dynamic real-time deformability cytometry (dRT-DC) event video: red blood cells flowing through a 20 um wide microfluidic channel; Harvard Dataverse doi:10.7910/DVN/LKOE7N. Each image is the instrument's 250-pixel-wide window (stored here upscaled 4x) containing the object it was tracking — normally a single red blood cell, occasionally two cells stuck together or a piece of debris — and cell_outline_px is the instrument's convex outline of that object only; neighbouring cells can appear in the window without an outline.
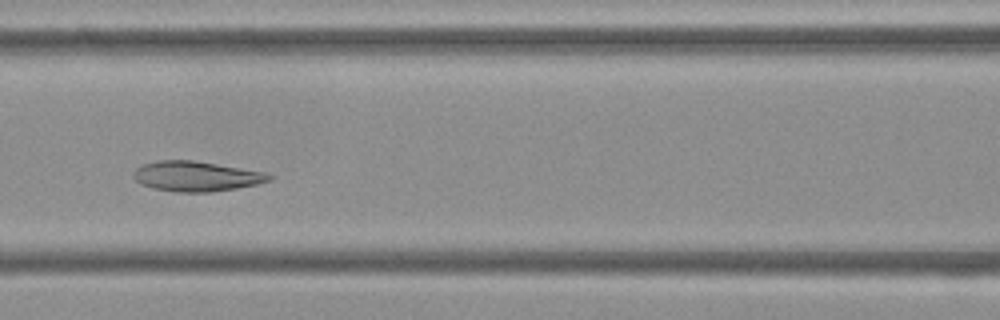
{"species": "Egyptian fruit bat (a non-hibernating species)", "species_latin": "Rousettus aegyptiacus", "temperature_condition": "cold", "stored_images_in_passage": 53, "segment_of_instrument_passage": [1, 2], "camera_frame_rate_fps": 3000, "um_per_image_px": 0.085, "frame": {"image": 1, "passage_image": 21, "time_ms": 6.667, "image_size_px": [1000, 320], "cell_outline_px": [[272, 180], [256, 184], [236, 188], [212, 192], [176, 192], [152, 188], [140, 184], [132, 176], [132, 172], [136, 168], [144, 164], [156, 160], [192, 160], [264, 172], [272, 176]], "centroid_in_image_um": [16.63, 14.99], "position_along_channel_um": 150.0, "area_um2": 23.7}}
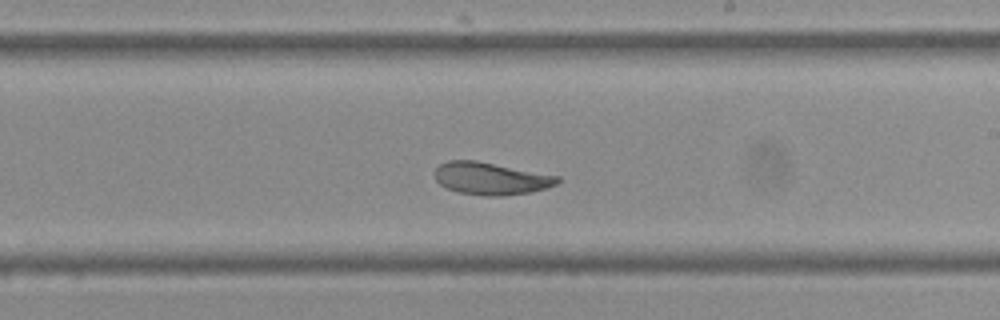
{"frame": {"image": 2, "passage_image": 29, "time_ms": 9.333, "image_size_px": [1000, 320], "cell_outline_px": [[560, 180], [556, 184], [544, 188], [528, 192], [504, 196], [484, 196], [460, 192], [448, 188], [440, 184], [436, 180], [436, 168], [440, 164], [448, 160], [476, 160], [560, 176]], "centroid_in_image_um": [41.73, 15.16], "position_along_channel_um": 247.3, "area_um2": 22.95}}
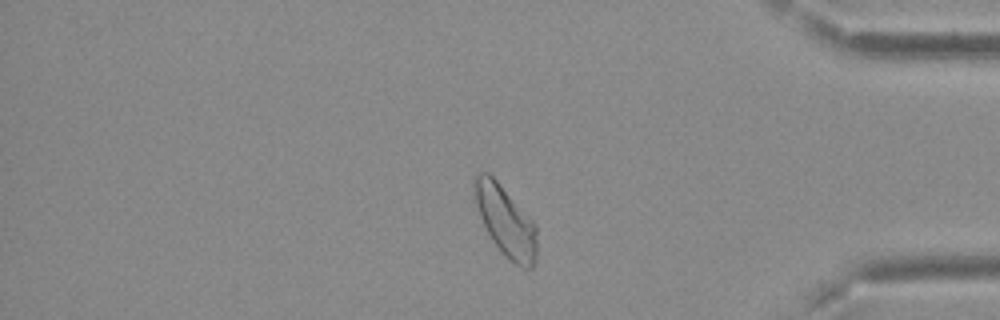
{"frame": {"image": 3, "passage_image": 43, "time_ms": 14.0, "image_size_px": [1000, 320], "cell_outline_px": [[536, 264], [532, 268], [524, 268], [508, 260], [492, 240], [472, 200], [472, 180], [480, 172], [488, 172], [496, 180], [536, 224]], "centroid_in_image_um": [42.94, 18.78], "position_along_channel_um": 392.3, "area_um2": 25.72}}